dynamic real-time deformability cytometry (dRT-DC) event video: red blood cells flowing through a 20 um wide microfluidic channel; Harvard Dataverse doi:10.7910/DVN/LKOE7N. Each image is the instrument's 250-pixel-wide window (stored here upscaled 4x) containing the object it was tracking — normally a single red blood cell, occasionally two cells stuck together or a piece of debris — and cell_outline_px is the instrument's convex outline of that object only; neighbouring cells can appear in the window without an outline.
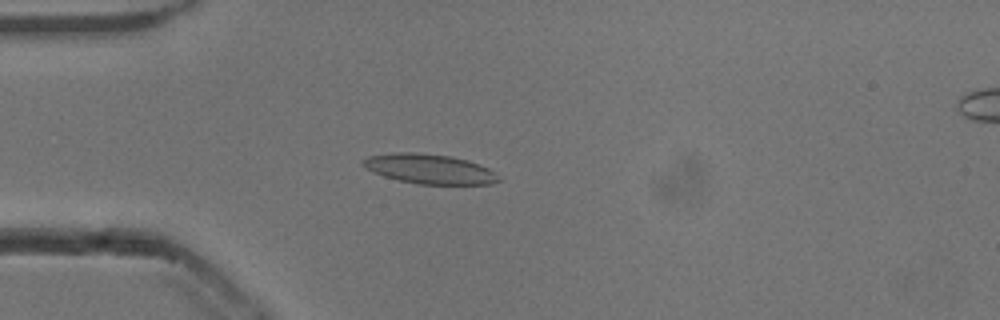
{"species": "common noctule bat (a hibernating species)", "species_latin": "Nyctalus noctula", "temperature_condition": "cold", "stored_images_in_passage": 28, "camera_frame_rate_fps": 3000, "um_per_image_px": 0.085, "animal": {"sex": "male", "body_mass_g": 13.3}, "frame": {"image": 1, "passage_image": 15, "time_ms": 4.667, "image_size_px": [1000, 320], "cell_outline_px": [[500, 180], [492, 184], [416, 184], [384, 176], [372, 172], [364, 168], [360, 164], [360, 160], [368, 156], [396, 152], [412, 152], [452, 156], [468, 160], [488, 168]], "centroid_in_image_um": [36.43, 14.35], "position_along_channel_um": 48.6, "area_um2": 23.47}}
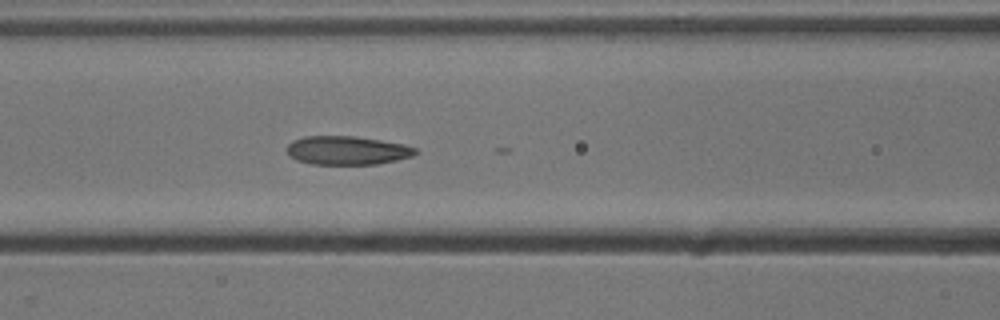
{"frame": {"image": 2, "passage_image": 23, "time_ms": 7.333, "image_size_px": [1000, 320], "cell_outline_px": [[416, 152], [412, 156], [396, 160], [376, 164], [312, 164], [296, 160], [288, 156], [288, 144], [292, 140], [304, 136], [356, 136], [404, 144], [416, 148]], "centroid_in_image_um": [29.47, 12.78], "position_along_channel_um": 137.1, "area_um2": 21.44}}
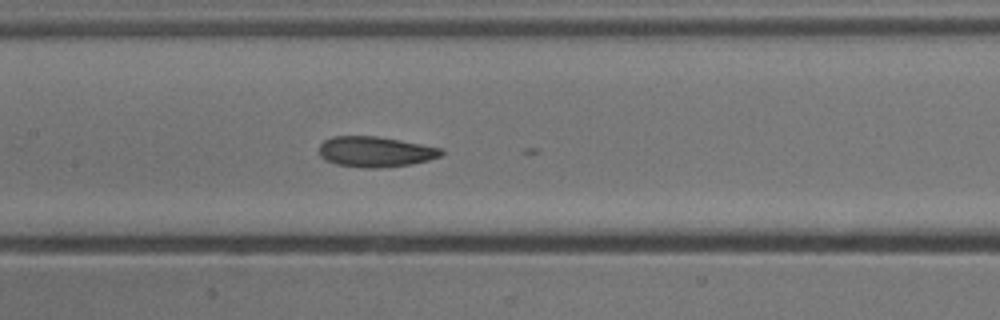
{"frame": {"image": 3, "passage_image": 26, "time_ms": 8.333, "image_size_px": [1000, 320], "cell_outline_px": [[444, 152], [440, 156], [428, 160], [412, 164], [380, 168], [364, 168], [336, 164], [324, 160], [320, 156], [320, 144], [324, 140], [332, 136], [376, 136], [400, 140], [440, 148]], "centroid_in_image_um": [31.87, 12.9], "position_along_channel_um": 175.5, "area_um2": 21.68}}